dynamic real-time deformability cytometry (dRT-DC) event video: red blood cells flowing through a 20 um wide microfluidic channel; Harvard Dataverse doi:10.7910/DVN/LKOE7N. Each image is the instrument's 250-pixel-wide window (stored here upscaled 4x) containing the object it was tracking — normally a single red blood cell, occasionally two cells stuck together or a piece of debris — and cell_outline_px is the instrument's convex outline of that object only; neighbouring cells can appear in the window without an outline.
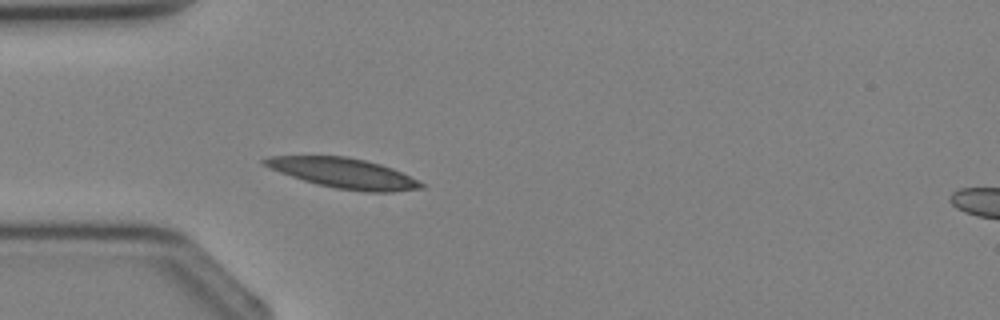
{"species": "Egyptian fruit bat (a non-hibernating species)", "species_latin": "Rousettus aegyptiacus", "temperature_condition": "cold", "stored_images_in_passage": 3, "segment_of_instrument_passage": [1, 2], "camera_frame_rate_fps": 3000, "um_per_image_px": 0.085, "animal": {"sex": "female"}, "frame": {"image": 1, "passage_image": 2, "time_ms": 1.333, "image_size_px": [1000, 320], "cell_outline_px": [[424, 188], [392, 192], [364, 192], [336, 188], [316, 184], [280, 172], [260, 164], [260, 160], [268, 156], [344, 156], [364, 160], [380, 164], [392, 168], [424, 184]], "centroid_in_image_um": [29.17, 14.72], "position_along_channel_um": 55.8, "area_um2": 27.22}}